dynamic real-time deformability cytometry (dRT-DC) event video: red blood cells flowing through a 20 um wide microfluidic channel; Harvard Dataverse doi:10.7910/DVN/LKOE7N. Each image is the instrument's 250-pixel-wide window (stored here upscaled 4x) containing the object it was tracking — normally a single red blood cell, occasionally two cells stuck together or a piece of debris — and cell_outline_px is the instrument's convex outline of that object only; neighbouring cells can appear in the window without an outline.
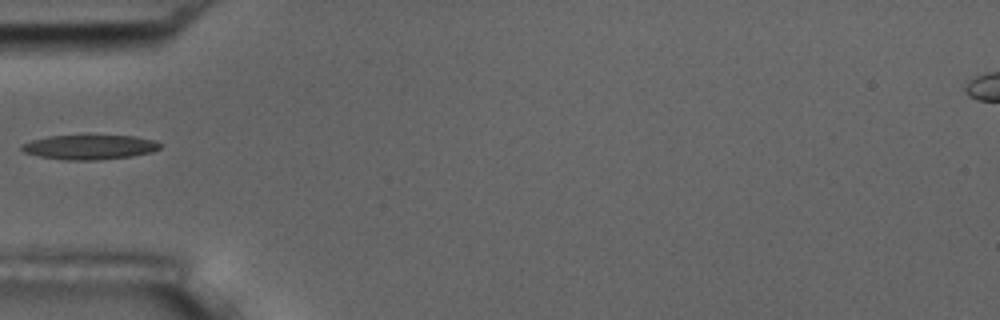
{"species": "common noctule bat (a hibernating species)", "species_latin": "Nyctalus noctula", "temperature_condition": "room temperature", "stored_images_in_passage": 1, "camera_frame_rate_fps": 3000, "um_per_image_px": 0.085, "animal": {"sex": "male", "body_mass_g": 17.5, "forearm_length_mm": 52.3}, "frame": {"image": 1, "passage_image": 1, "time_ms": 0.0, "image_size_px": [1000, 320], "cell_outline_px": [[160, 148], [152, 152], [132, 156], [96, 160], [64, 160], [40, 156], [24, 152], [20, 148], [20, 144], [32, 140], [48, 136], [136, 136], [156, 140], [160, 144]], "centroid_in_image_um": [7.62, 12.51], "position_along_channel_um": 77.4, "area_um2": 19.77}}